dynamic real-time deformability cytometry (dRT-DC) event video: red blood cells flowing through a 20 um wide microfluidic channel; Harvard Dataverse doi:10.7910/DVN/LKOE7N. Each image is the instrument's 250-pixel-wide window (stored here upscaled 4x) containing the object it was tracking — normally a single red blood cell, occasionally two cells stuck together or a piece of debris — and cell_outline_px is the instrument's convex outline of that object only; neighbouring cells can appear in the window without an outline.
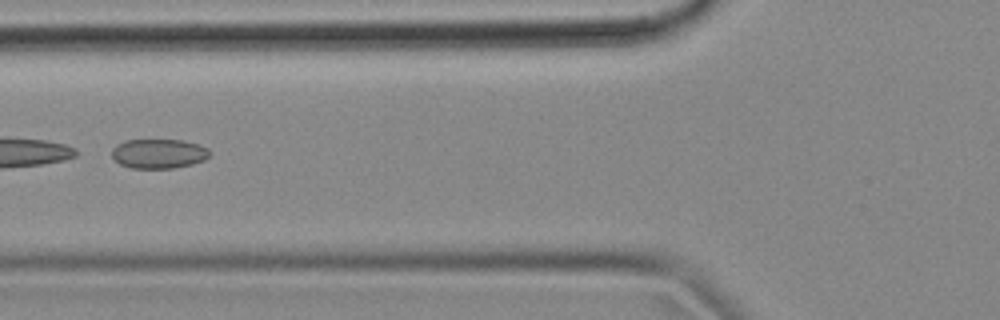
{"species": "common noctule bat (a hibernating species)", "species_latin": "Nyctalus noctula", "temperature_condition": "cold", "stored_images_in_passage": 27, "camera_frame_rate_fps": 3000, "um_per_image_px": 0.085, "animal": {"sex": "female", "body_mass_g": 18.4}, "frame": {"image": 1, "passage_image": 20, "time_ms": 6.333, "image_size_px": [1000, 320], "cell_outline_px": [[212, 152], [204, 160], [192, 164], [172, 168], [132, 168], [120, 164], [112, 156], [112, 148], [116, 144], [124, 140], [184, 140], [200, 144], [208, 148]], "centroid_in_image_um": [13.51, 13.05], "position_along_channel_um": 112.3, "area_um2": 16.94}}